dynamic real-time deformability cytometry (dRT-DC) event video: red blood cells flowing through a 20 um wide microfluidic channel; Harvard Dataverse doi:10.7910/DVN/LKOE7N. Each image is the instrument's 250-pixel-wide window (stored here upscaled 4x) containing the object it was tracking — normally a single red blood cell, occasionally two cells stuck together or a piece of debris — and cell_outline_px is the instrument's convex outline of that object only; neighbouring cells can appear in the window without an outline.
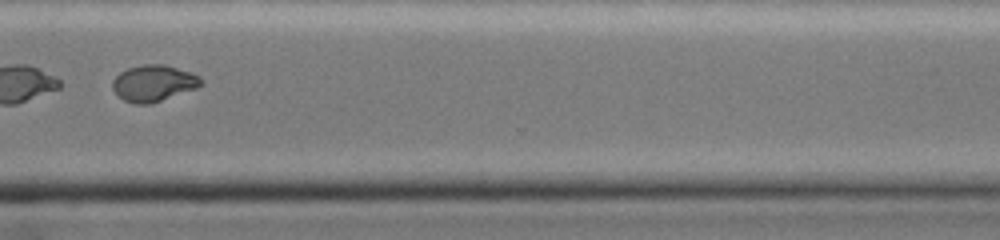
{"species": "common noctule bat (a hibernating species)", "species_latin": "Nyctalus noctula", "temperature_condition": "cold", "stored_images_in_passage": 45, "segment_of_instrument_passage": [2, 2], "camera_frame_rate_fps": 3000, "um_per_image_px": 0.085, "animal": {"sex": "female", "body_mass_g": 19.0, "forearm_length_mm": 51.5}, "frame": {"image": 1, "passage_image": 35, "time_ms": 11.333, "image_size_px": [1000, 240], "cell_outline_px": [[200, 84], [196, 88], [148, 104], [136, 104], [124, 100], [112, 88], [112, 80], [120, 72], [128, 68], [144, 64], [164, 64], [200, 76]], "centroid_in_image_um": [13.0, 7.06], "position_along_channel_um": 357.6, "area_um2": 18.26}}